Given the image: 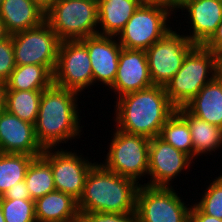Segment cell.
<instances>
[{"label": "cell", "mask_w": 222, "mask_h": 222, "mask_svg": "<svg viewBox=\"0 0 222 222\" xmlns=\"http://www.w3.org/2000/svg\"><path fill=\"white\" fill-rule=\"evenodd\" d=\"M114 103L113 126L149 139L159 136L165 122L176 112L164 86L160 85L124 94Z\"/></svg>", "instance_id": "1"}, {"label": "cell", "mask_w": 222, "mask_h": 222, "mask_svg": "<svg viewBox=\"0 0 222 222\" xmlns=\"http://www.w3.org/2000/svg\"><path fill=\"white\" fill-rule=\"evenodd\" d=\"M78 96L81 97L78 92L54 84L43 90L34 128L44 149L61 148V143L67 144L69 140L81 137L84 126H80Z\"/></svg>", "instance_id": "2"}, {"label": "cell", "mask_w": 222, "mask_h": 222, "mask_svg": "<svg viewBox=\"0 0 222 222\" xmlns=\"http://www.w3.org/2000/svg\"><path fill=\"white\" fill-rule=\"evenodd\" d=\"M136 181L122 177L96 163L89 171L80 198L79 212L130 213L136 212Z\"/></svg>", "instance_id": "3"}, {"label": "cell", "mask_w": 222, "mask_h": 222, "mask_svg": "<svg viewBox=\"0 0 222 222\" xmlns=\"http://www.w3.org/2000/svg\"><path fill=\"white\" fill-rule=\"evenodd\" d=\"M218 75V54L196 45L184 58L181 68L164 86L168 99L176 107H184Z\"/></svg>", "instance_id": "4"}, {"label": "cell", "mask_w": 222, "mask_h": 222, "mask_svg": "<svg viewBox=\"0 0 222 222\" xmlns=\"http://www.w3.org/2000/svg\"><path fill=\"white\" fill-rule=\"evenodd\" d=\"M45 21L61 41L98 34L97 0H55L46 8Z\"/></svg>", "instance_id": "5"}, {"label": "cell", "mask_w": 222, "mask_h": 222, "mask_svg": "<svg viewBox=\"0 0 222 222\" xmlns=\"http://www.w3.org/2000/svg\"><path fill=\"white\" fill-rule=\"evenodd\" d=\"M172 14L176 12L166 5L141 3L118 34L119 44L126 49L146 51L172 29Z\"/></svg>", "instance_id": "6"}, {"label": "cell", "mask_w": 222, "mask_h": 222, "mask_svg": "<svg viewBox=\"0 0 222 222\" xmlns=\"http://www.w3.org/2000/svg\"><path fill=\"white\" fill-rule=\"evenodd\" d=\"M111 135L106 159L100 163L107 170L141 185L142 177L148 176L150 139L116 128Z\"/></svg>", "instance_id": "7"}, {"label": "cell", "mask_w": 222, "mask_h": 222, "mask_svg": "<svg viewBox=\"0 0 222 222\" xmlns=\"http://www.w3.org/2000/svg\"><path fill=\"white\" fill-rule=\"evenodd\" d=\"M175 191L174 186L150 187L141 184L136 199L137 222H189L192 203L186 204L180 193Z\"/></svg>", "instance_id": "8"}, {"label": "cell", "mask_w": 222, "mask_h": 222, "mask_svg": "<svg viewBox=\"0 0 222 222\" xmlns=\"http://www.w3.org/2000/svg\"><path fill=\"white\" fill-rule=\"evenodd\" d=\"M11 37L16 66L42 65L55 72L61 40L46 21Z\"/></svg>", "instance_id": "9"}, {"label": "cell", "mask_w": 222, "mask_h": 222, "mask_svg": "<svg viewBox=\"0 0 222 222\" xmlns=\"http://www.w3.org/2000/svg\"><path fill=\"white\" fill-rule=\"evenodd\" d=\"M171 29L146 50L153 85L165 86L181 68L184 58L196 46L185 33Z\"/></svg>", "instance_id": "10"}, {"label": "cell", "mask_w": 222, "mask_h": 222, "mask_svg": "<svg viewBox=\"0 0 222 222\" xmlns=\"http://www.w3.org/2000/svg\"><path fill=\"white\" fill-rule=\"evenodd\" d=\"M46 148L42 157L51 165L55 190L72 196L78 201L90 169L97 163L69 148ZM74 152H73V151ZM83 155V156H82Z\"/></svg>", "instance_id": "11"}, {"label": "cell", "mask_w": 222, "mask_h": 222, "mask_svg": "<svg viewBox=\"0 0 222 222\" xmlns=\"http://www.w3.org/2000/svg\"><path fill=\"white\" fill-rule=\"evenodd\" d=\"M54 85L83 94L93 85L91 61L87 47L80 40L60 42Z\"/></svg>", "instance_id": "12"}, {"label": "cell", "mask_w": 222, "mask_h": 222, "mask_svg": "<svg viewBox=\"0 0 222 222\" xmlns=\"http://www.w3.org/2000/svg\"><path fill=\"white\" fill-rule=\"evenodd\" d=\"M148 159L150 179L143 185L150 187H173L174 179L182 174V170H190L191 164L194 163L187 154L166 143L159 136L150 139Z\"/></svg>", "instance_id": "13"}, {"label": "cell", "mask_w": 222, "mask_h": 222, "mask_svg": "<svg viewBox=\"0 0 222 222\" xmlns=\"http://www.w3.org/2000/svg\"><path fill=\"white\" fill-rule=\"evenodd\" d=\"M116 39V40H115ZM88 50L94 83L109 89L115 80L122 46L116 36L93 35L80 40ZM99 82V83H97Z\"/></svg>", "instance_id": "14"}, {"label": "cell", "mask_w": 222, "mask_h": 222, "mask_svg": "<svg viewBox=\"0 0 222 222\" xmlns=\"http://www.w3.org/2000/svg\"><path fill=\"white\" fill-rule=\"evenodd\" d=\"M180 10L182 13L187 12L184 18L188 19L185 23L191 27L185 35L195 45L203 46L222 21V0H181L177 11Z\"/></svg>", "instance_id": "15"}, {"label": "cell", "mask_w": 222, "mask_h": 222, "mask_svg": "<svg viewBox=\"0 0 222 222\" xmlns=\"http://www.w3.org/2000/svg\"><path fill=\"white\" fill-rule=\"evenodd\" d=\"M153 86L149 74L146 51L122 47L113 85L107 89L120 96ZM118 96V97H117Z\"/></svg>", "instance_id": "16"}, {"label": "cell", "mask_w": 222, "mask_h": 222, "mask_svg": "<svg viewBox=\"0 0 222 222\" xmlns=\"http://www.w3.org/2000/svg\"><path fill=\"white\" fill-rule=\"evenodd\" d=\"M43 151L34 124L21 120L6 110L0 113V153L41 156Z\"/></svg>", "instance_id": "17"}, {"label": "cell", "mask_w": 222, "mask_h": 222, "mask_svg": "<svg viewBox=\"0 0 222 222\" xmlns=\"http://www.w3.org/2000/svg\"><path fill=\"white\" fill-rule=\"evenodd\" d=\"M46 9L36 0H3L0 20L9 35L39 26L45 21Z\"/></svg>", "instance_id": "18"}, {"label": "cell", "mask_w": 222, "mask_h": 222, "mask_svg": "<svg viewBox=\"0 0 222 222\" xmlns=\"http://www.w3.org/2000/svg\"><path fill=\"white\" fill-rule=\"evenodd\" d=\"M37 222H78L77 200L61 191H53L35 200Z\"/></svg>", "instance_id": "19"}, {"label": "cell", "mask_w": 222, "mask_h": 222, "mask_svg": "<svg viewBox=\"0 0 222 222\" xmlns=\"http://www.w3.org/2000/svg\"><path fill=\"white\" fill-rule=\"evenodd\" d=\"M184 107L194 116L222 128V78L217 75Z\"/></svg>", "instance_id": "20"}, {"label": "cell", "mask_w": 222, "mask_h": 222, "mask_svg": "<svg viewBox=\"0 0 222 222\" xmlns=\"http://www.w3.org/2000/svg\"><path fill=\"white\" fill-rule=\"evenodd\" d=\"M176 111L187 121L193 145V161L198 159V156L213 155V152L222 150V128L210 124L193 114L185 107L176 108ZM207 154V155H206Z\"/></svg>", "instance_id": "21"}, {"label": "cell", "mask_w": 222, "mask_h": 222, "mask_svg": "<svg viewBox=\"0 0 222 222\" xmlns=\"http://www.w3.org/2000/svg\"><path fill=\"white\" fill-rule=\"evenodd\" d=\"M98 34L118 36L142 3L141 0H97ZM101 29V30H100Z\"/></svg>", "instance_id": "22"}, {"label": "cell", "mask_w": 222, "mask_h": 222, "mask_svg": "<svg viewBox=\"0 0 222 222\" xmlns=\"http://www.w3.org/2000/svg\"><path fill=\"white\" fill-rule=\"evenodd\" d=\"M54 84V73L46 66H16L7 80V90H45Z\"/></svg>", "instance_id": "23"}, {"label": "cell", "mask_w": 222, "mask_h": 222, "mask_svg": "<svg viewBox=\"0 0 222 222\" xmlns=\"http://www.w3.org/2000/svg\"><path fill=\"white\" fill-rule=\"evenodd\" d=\"M43 90H6L5 110L35 124Z\"/></svg>", "instance_id": "24"}, {"label": "cell", "mask_w": 222, "mask_h": 222, "mask_svg": "<svg viewBox=\"0 0 222 222\" xmlns=\"http://www.w3.org/2000/svg\"><path fill=\"white\" fill-rule=\"evenodd\" d=\"M35 157L38 156L0 153V197L25 179L27 169Z\"/></svg>", "instance_id": "25"}, {"label": "cell", "mask_w": 222, "mask_h": 222, "mask_svg": "<svg viewBox=\"0 0 222 222\" xmlns=\"http://www.w3.org/2000/svg\"><path fill=\"white\" fill-rule=\"evenodd\" d=\"M24 180L33 200L55 191L51 165L42 156L32 160Z\"/></svg>", "instance_id": "26"}, {"label": "cell", "mask_w": 222, "mask_h": 222, "mask_svg": "<svg viewBox=\"0 0 222 222\" xmlns=\"http://www.w3.org/2000/svg\"><path fill=\"white\" fill-rule=\"evenodd\" d=\"M159 137L177 150L187 154L193 160L190 127L177 111L165 122Z\"/></svg>", "instance_id": "27"}, {"label": "cell", "mask_w": 222, "mask_h": 222, "mask_svg": "<svg viewBox=\"0 0 222 222\" xmlns=\"http://www.w3.org/2000/svg\"><path fill=\"white\" fill-rule=\"evenodd\" d=\"M5 222H37L35 200L0 199Z\"/></svg>", "instance_id": "28"}, {"label": "cell", "mask_w": 222, "mask_h": 222, "mask_svg": "<svg viewBox=\"0 0 222 222\" xmlns=\"http://www.w3.org/2000/svg\"><path fill=\"white\" fill-rule=\"evenodd\" d=\"M210 180V184L204 190V194L199 201L194 200V204L209 216L222 219V175ZM212 181V182H211Z\"/></svg>", "instance_id": "29"}, {"label": "cell", "mask_w": 222, "mask_h": 222, "mask_svg": "<svg viewBox=\"0 0 222 222\" xmlns=\"http://www.w3.org/2000/svg\"><path fill=\"white\" fill-rule=\"evenodd\" d=\"M16 67L12 37L0 42V80L7 82Z\"/></svg>", "instance_id": "30"}, {"label": "cell", "mask_w": 222, "mask_h": 222, "mask_svg": "<svg viewBox=\"0 0 222 222\" xmlns=\"http://www.w3.org/2000/svg\"><path fill=\"white\" fill-rule=\"evenodd\" d=\"M78 222H137V215L136 212H79Z\"/></svg>", "instance_id": "31"}, {"label": "cell", "mask_w": 222, "mask_h": 222, "mask_svg": "<svg viewBox=\"0 0 222 222\" xmlns=\"http://www.w3.org/2000/svg\"><path fill=\"white\" fill-rule=\"evenodd\" d=\"M0 199H24L33 200L30 197L29 190L26 186L25 180L16 183L14 187L9 188Z\"/></svg>", "instance_id": "32"}, {"label": "cell", "mask_w": 222, "mask_h": 222, "mask_svg": "<svg viewBox=\"0 0 222 222\" xmlns=\"http://www.w3.org/2000/svg\"><path fill=\"white\" fill-rule=\"evenodd\" d=\"M203 46L215 54H219L222 51V21L218 25L216 32Z\"/></svg>", "instance_id": "33"}, {"label": "cell", "mask_w": 222, "mask_h": 222, "mask_svg": "<svg viewBox=\"0 0 222 222\" xmlns=\"http://www.w3.org/2000/svg\"><path fill=\"white\" fill-rule=\"evenodd\" d=\"M192 206L189 212V222H222V219H218L213 216L204 214L195 204L192 202Z\"/></svg>", "instance_id": "34"}, {"label": "cell", "mask_w": 222, "mask_h": 222, "mask_svg": "<svg viewBox=\"0 0 222 222\" xmlns=\"http://www.w3.org/2000/svg\"><path fill=\"white\" fill-rule=\"evenodd\" d=\"M142 3H156L163 4L177 12L181 0H141Z\"/></svg>", "instance_id": "35"}, {"label": "cell", "mask_w": 222, "mask_h": 222, "mask_svg": "<svg viewBox=\"0 0 222 222\" xmlns=\"http://www.w3.org/2000/svg\"><path fill=\"white\" fill-rule=\"evenodd\" d=\"M7 82L0 80V113L5 110Z\"/></svg>", "instance_id": "36"}, {"label": "cell", "mask_w": 222, "mask_h": 222, "mask_svg": "<svg viewBox=\"0 0 222 222\" xmlns=\"http://www.w3.org/2000/svg\"><path fill=\"white\" fill-rule=\"evenodd\" d=\"M9 36L8 32L5 29L4 24L0 20V42L5 40Z\"/></svg>", "instance_id": "37"}, {"label": "cell", "mask_w": 222, "mask_h": 222, "mask_svg": "<svg viewBox=\"0 0 222 222\" xmlns=\"http://www.w3.org/2000/svg\"><path fill=\"white\" fill-rule=\"evenodd\" d=\"M218 75L222 78V51L218 54Z\"/></svg>", "instance_id": "38"}, {"label": "cell", "mask_w": 222, "mask_h": 222, "mask_svg": "<svg viewBox=\"0 0 222 222\" xmlns=\"http://www.w3.org/2000/svg\"><path fill=\"white\" fill-rule=\"evenodd\" d=\"M39 2L45 9L50 6L55 0H36Z\"/></svg>", "instance_id": "39"}, {"label": "cell", "mask_w": 222, "mask_h": 222, "mask_svg": "<svg viewBox=\"0 0 222 222\" xmlns=\"http://www.w3.org/2000/svg\"><path fill=\"white\" fill-rule=\"evenodd\" d=\"M0 222H5V218H4L1 206H0Z\"/></svg>", "instance_id": "40"}]
</instances>
